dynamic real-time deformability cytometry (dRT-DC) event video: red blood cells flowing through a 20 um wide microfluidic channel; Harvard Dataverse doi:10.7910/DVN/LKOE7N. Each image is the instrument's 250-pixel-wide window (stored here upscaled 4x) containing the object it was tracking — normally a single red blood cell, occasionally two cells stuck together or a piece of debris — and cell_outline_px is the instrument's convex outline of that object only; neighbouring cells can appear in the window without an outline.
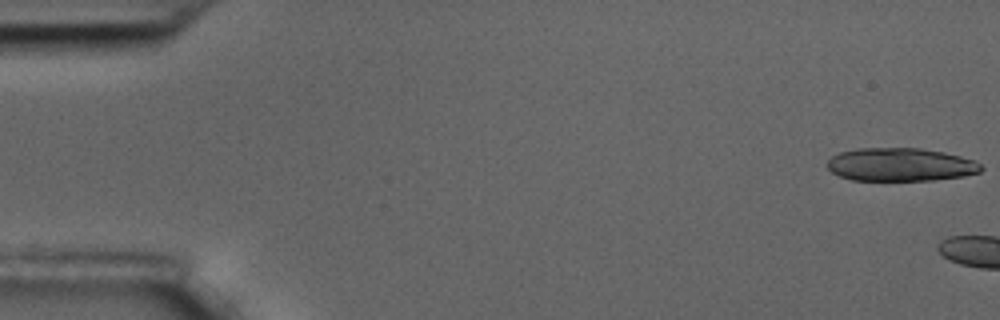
{"species": "common noctule bat (a hibernating species)", "species_latin": "Nyctalus noctula", "temperature_condition": "room temperature", "stored_images_in_passage": 5, "camera_frame_rate_fps": 3000, "um_per_image_px": 0.085, "animal": {"sex": "male", "body_mass_g": 17.5, "forearm_length_mm": 52.3}, "frame": {"image": 1, "passage_image": 1, "time_ms": 0.0, "image_size_px": [1000, 320], "cell_outline_px": [[984, 168], [980, 172], [964, 176], [932, 180], [852, 180], [840, 176], [832, 172], [824, 164], [832, 156], [840, 152], [856, 148], [920, 148], [944, 152], [976, 160]], "centroid_in_image_um": [76.54, 13.99], "position_along_channel_um": 8.5, "area_um2": 29.94}}